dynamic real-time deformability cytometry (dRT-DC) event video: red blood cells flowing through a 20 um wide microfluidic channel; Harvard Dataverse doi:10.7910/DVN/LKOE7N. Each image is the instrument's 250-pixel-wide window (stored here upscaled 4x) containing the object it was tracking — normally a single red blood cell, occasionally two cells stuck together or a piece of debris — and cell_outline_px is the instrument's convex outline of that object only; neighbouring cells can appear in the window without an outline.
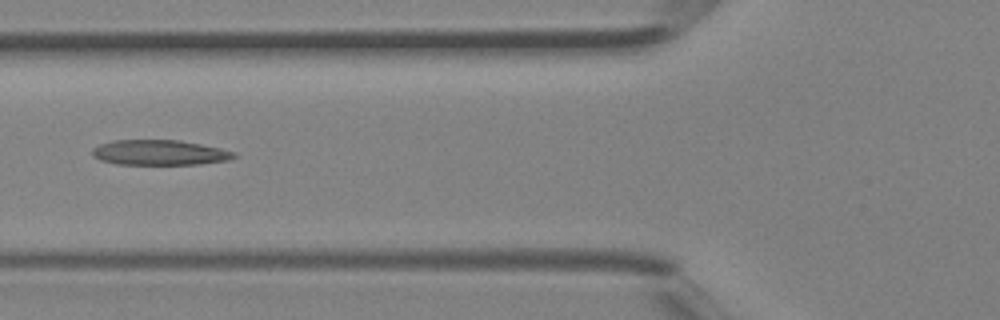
{"species": "Egyptian fruit bat (a non-hibernating species)", "species_latin": "Rousettus aegyptiacus", "temperature_condition": "room temperature", "stored_images_in_passage": 15, "camera_frame_rate_fps": 3000, "um_per_image_px": 0.085, "animal": {"sex": "female"}, "frame": {"image": 1, "passage_image": 7, "time_ms": 2.0, "image_size_px": [1000, 320], "cell_outline_px": [[236, 156], [228, 160], [200, 164], [116, 164], [100, 160], [92, 156], [92, 148], [100, 144], [112, 140], [180, 140], [220, 148], [236, 152]], "centroid_in_image_um": [13.54, 12.96], "position_along_channel_um": 112.3, "area_um2": 20.81}}
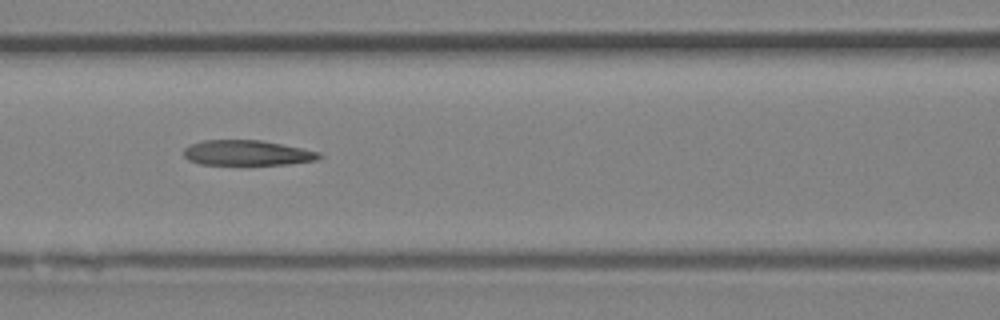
{"frame": {"image": 2, "passage_image": 9, "time_ms": 2.667, "image_size_px": [1000, 320], "cell_outline_px": [[324, 156], [316, 160], [288, 164], [248, 168], [200, 164], [188, 160], [184, 156], [184, 148], [192, 144], [204, 140], [260, 140], [320, 152]], "centroid_in_image_um": [20.99, 13.06], "position_along_channel_um": 145.6, "area_um2": 20.92}}
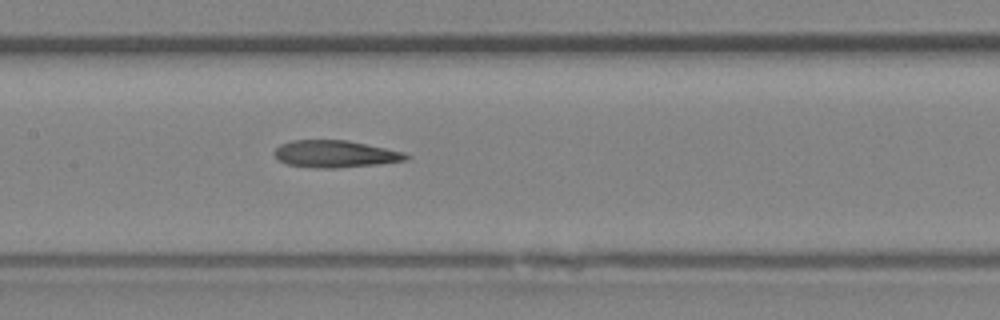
{"frame": {"image": 3, "passage_image": 11, "time_ms": 3.333, "image_size_px": [1000, 320], "cell_outline_px": [[412, 156], [408, 160], [376, 164], [336, 168], [324, 168], [288, 164], [280, 160], [276, 156], [276, 148], [280, 144], [292, 140], [348, 140], [404, 152]], "centroid_in_image_um": [28.55, 13.07], "position_along_channel_um": 178.8, "area_um2": 20.52}}